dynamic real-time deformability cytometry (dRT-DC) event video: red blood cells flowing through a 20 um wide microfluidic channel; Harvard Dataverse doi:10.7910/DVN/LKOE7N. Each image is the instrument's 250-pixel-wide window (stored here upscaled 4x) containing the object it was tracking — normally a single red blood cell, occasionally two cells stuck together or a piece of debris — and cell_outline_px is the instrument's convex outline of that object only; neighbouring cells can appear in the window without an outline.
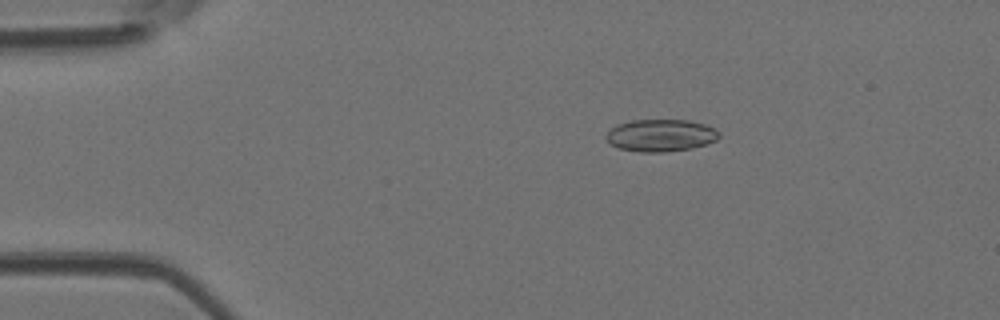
{"species": "Egyptian fruit bat (a non-hibernating species)", "species_latin": "Rousettus aegyptiacus", "temperature_condition": "room temperature", "stored_images_in_passage": 48, "camera_frame_rate_fps": 3000, "um_per_image_px": 0.085, "animal": {"sex": "female"}, "frame": {"image": 1, "passage_image": 9, "time_ms": 2.667, "image_size_px": [1000, 320], "cell_outline_px": [[720, 136], [716, 140], [692, 148], [664, 152], [640, 152], [620, 148], [612, 144], [604, 136], [616, 124], [632, 120], [688, 120], [704, 124], [720, 132]], "centroid_in_image_um": [56.16, 11.5], "position_along_channel_um": 28.8, "area_um2": 21.04}}
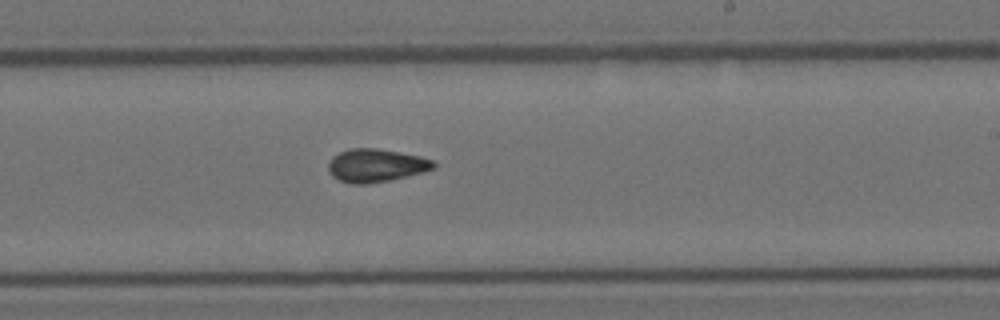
{"frame": {"image": 2, "passage_image": 29, "time_ms": 9.333, "image_size_px": [1000, 320], "cell_outline_px": [[436, 168], [424, 172], [408, 176], [368, 184], [348, 184], [332, 176], [328, 168], [328, 164], [332, 156], [340, 152], [352, 148], [376, 148], [420, 156], [432, 160], [436, 164]], "centroid_in_image_um": [31.96, 14.07], "position_along_channel_um": 257.0, "area_um2": 20.35}}
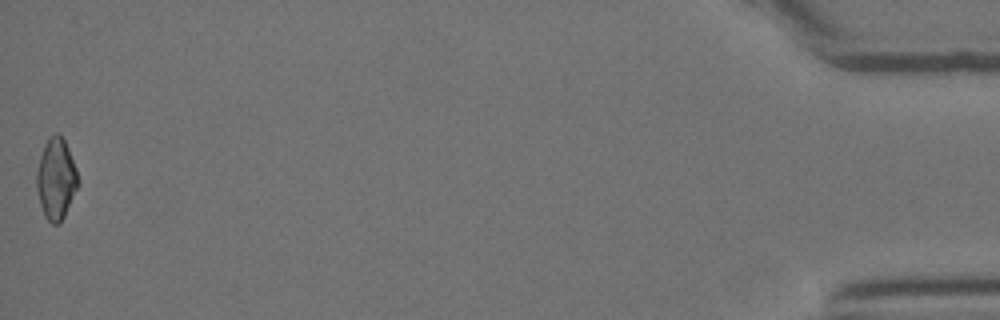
{"frame": {"image": 3, "passage_image": 48, "time_ms": 15.667, "image_size_px": [1000, 320], "cell_outline_px": [[80, 184], [60, 224], [52, 224], [44, 216], [40, 204], [36, 188], [36, 172], [40, 156], [44, 144], [56, 132], [64, 140], [68, 148], [76, 168], [80, 180]], "centroid_in_image_um": [4.77, 15.24], "position_along_channel_um": 430.4, "area_um2": 19.65}, "authors_computed_cell_mechanics": {"area_um2": 20.0277, "velocity_mm_per_s": 4.2595, "shape_relaxation_time_tau1_ms": null, "shape_relaxation_time_tau2_ms": 1.9752, "deformation_change_tau1": null, "deformation_change_tau2": 0.0855}}